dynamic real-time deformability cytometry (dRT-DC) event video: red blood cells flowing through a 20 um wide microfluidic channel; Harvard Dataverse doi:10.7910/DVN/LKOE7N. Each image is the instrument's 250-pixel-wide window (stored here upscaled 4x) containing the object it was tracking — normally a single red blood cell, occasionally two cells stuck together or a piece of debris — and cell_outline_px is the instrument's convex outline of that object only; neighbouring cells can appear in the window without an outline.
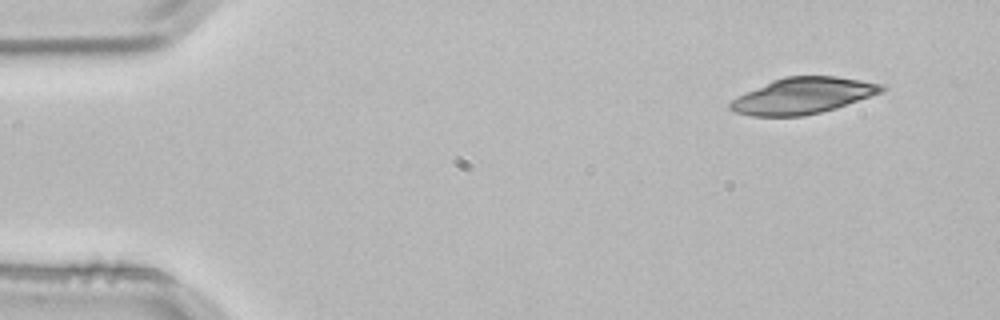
{"species": "common noctule bat (a hibernating species)", "species_latin": "Nyctalus noctula", "temperature_condition": "room temperature", "stored_images_in_passage": 3, "camera_frame_rate_fps": 3000, "um_per_image_px": 0.085, "animal": {"sex": "male", "body_mass_g": 21.5, "forearm_length_mm": 52.0}, "frame": {"image": 1, "passage_image": 1, "time_ms": 0.0, "image_size_px": [1000, 320], "cell_outline_px": [[888, 88], [880, 92], [836, 108], [804, 116], [752, 116], [736, 112], [728, 108], [728, 104], [732, 100], [772, 80], [784, 76], [836, 76], [884, 84]], "centroid_in_image_um": [68.26, 8.13], "position_along_channel_um": 16.7, "area_um2": 31.5}}